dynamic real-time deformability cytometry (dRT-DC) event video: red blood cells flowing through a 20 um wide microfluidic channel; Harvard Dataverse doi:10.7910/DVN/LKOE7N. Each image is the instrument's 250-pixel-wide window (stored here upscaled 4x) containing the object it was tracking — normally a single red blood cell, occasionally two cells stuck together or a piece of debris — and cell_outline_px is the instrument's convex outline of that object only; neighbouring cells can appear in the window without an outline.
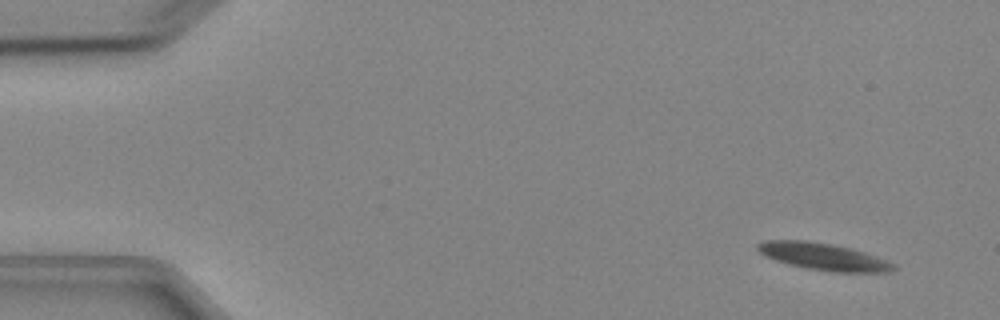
{"species": "Egyptian fruit bat (a non-hibernating species)", "species_latin": "Rousettus aegyptiacus", "temperature_condition": "cold", "stored_images_in_passage": 5, "segment_of_instrument_passage": [1, 2], "camera_frame_rate_fps": 3000, "um_per_image_px": 0.085, "animal": {"sex": "female"}, "frame": {"image": 1, "passage_image": 1, "time_ms": 0.0, "image_size_px": [1000, 320], "cell_outline_px": [[896, 268], [888, 272], [832, 272], [808, 268], [788, 264], [764, 256], [756, 248], [756, 244], [764, 240], [804, 240], [828, 244], [848, 248], [864, 252], [888, 260], [896, 264]], "centroid_in_image_um": [69.98, 21.81], "position_along_channel_um": 15.0, "area_um2": 21.27}}